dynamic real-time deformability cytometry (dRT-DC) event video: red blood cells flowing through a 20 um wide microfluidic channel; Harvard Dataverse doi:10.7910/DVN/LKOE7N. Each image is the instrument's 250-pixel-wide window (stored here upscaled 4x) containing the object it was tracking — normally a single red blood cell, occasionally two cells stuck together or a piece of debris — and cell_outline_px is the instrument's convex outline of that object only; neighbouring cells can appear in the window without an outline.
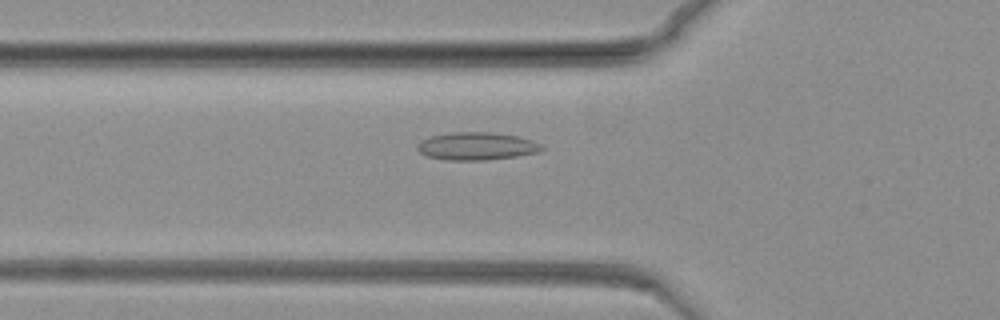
{"species": "common noctule bat (a hibernating species)", "species_latin": "Nyctalus noctula", "temperature_condition": "warm", "stored_images_in_passage": 73, "camera_frame_rate_fps": 3000, "um_per_image_px": 0.085, "animal": {"sex": "female", "body_mass_g": 19.3, "forearm_length_mm": 54.1}, "frame": {"image": 1, "passage_image": 20, "time_ms": 6.333, "image_size_px": [1000, 320], "cell_outline_px": [[544, 148], [540, 152], [516, 156], [484, 160], [444, 160], [428, 156], [420, 152], [416, 148], [416, 144], [420, 140], [432, 136], [452, 132], [488, 132], [516, 136], [532, 140], [540, 144]], "centroid_in_image_um": [40.49, 12.42], "position_along_channel_um": 85.3, "area_um2": 20.06}}
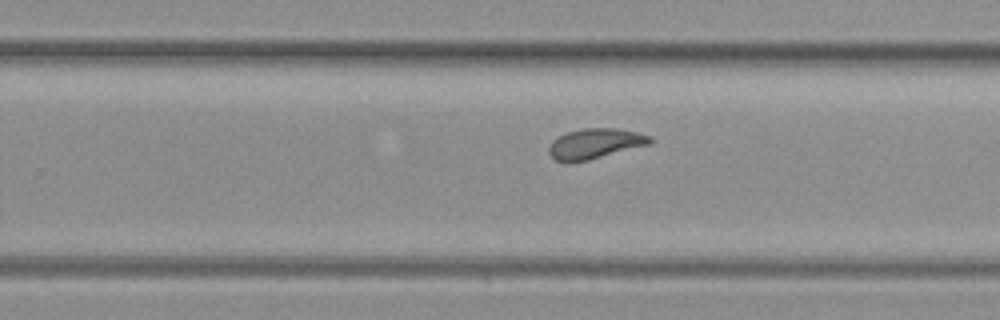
{"frame": {"image": 2, "passage_image": 43, "time_ms": 14.0, "image_size_px": [1000, 320], "cell_outline_px": [[652, 144], [588, 160], [556, 160], [548, 152], [548, 148], [552, 140], [556, 136], [568, 132], [584, 128], [620, 128], [652, 136]], "centroid_in_image_um": [50.63, 12.18], "position_along_channel_um": 279.2, "area_um2": 17.69}}
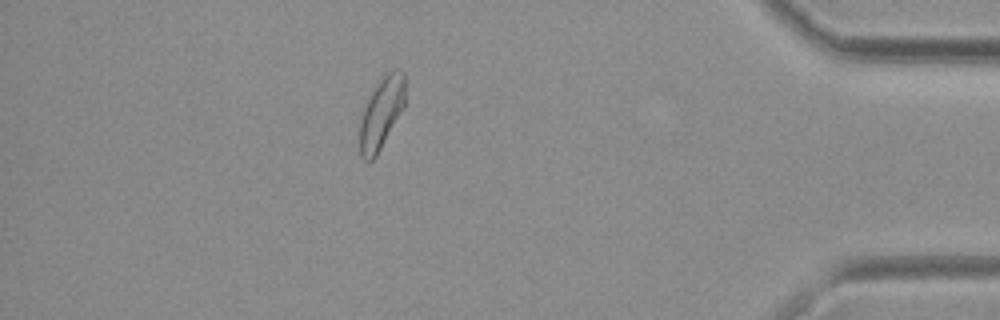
{"frame": {"image": 3, "passage_image": 63, "time_ms": 20.667, "image_size_px": [1000, 320], "cell_outline_px": [[404, 108], [376, 156], [372, 160], [364, 160], [360, 156], [360, 120], [364, 108], [376, 84], [392, 68], [400, 68], [404, 72]], "centroid_in_image_um": [32.43, 9.6], "position_along_channel_um": 402.8, "area_um2": 18.73}}